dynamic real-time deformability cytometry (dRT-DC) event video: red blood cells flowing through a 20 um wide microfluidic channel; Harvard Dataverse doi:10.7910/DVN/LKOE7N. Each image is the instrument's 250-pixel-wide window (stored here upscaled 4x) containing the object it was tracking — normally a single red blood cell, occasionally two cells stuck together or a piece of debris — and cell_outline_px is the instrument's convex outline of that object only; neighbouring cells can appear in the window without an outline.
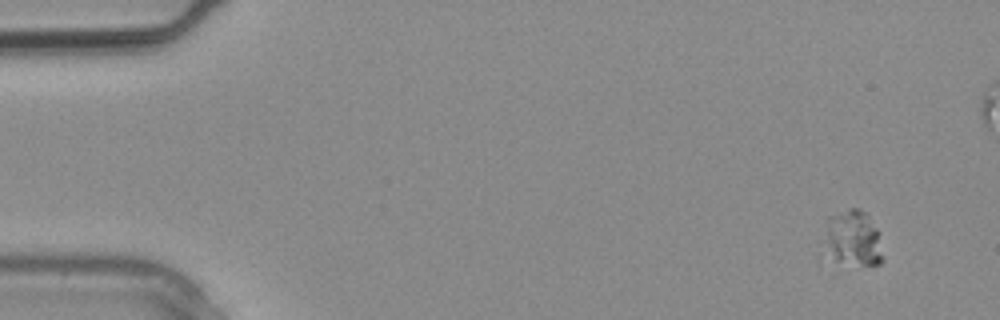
{"species": "common noctule bat (a hibernating species)", "species_latin": "Nyctalus noctula", "temperature_condition": "warm", "stored_images_in_passage": 3, "camera_frame_rate_fps": 3000, "um_per_image_px": 0.085, "animal": {"sex": "male", "body_mass_g": 20.4}, "frame": {"image": 1, "passage_image": 3, "time_ms": 0.667, "image_size_px": [1000, 320], "cell_outline_px": [[884, 260], [880, 264], [860, 264], [836, 260], [816, 256], [828, 216], [848, 208], [856, 208], [864, 212], [868, 216], [880, 232]], "centroid_in_image_um": [72.37, 20.28], "position_along_channel_um": 12.6, "area_um2": 20.46}}